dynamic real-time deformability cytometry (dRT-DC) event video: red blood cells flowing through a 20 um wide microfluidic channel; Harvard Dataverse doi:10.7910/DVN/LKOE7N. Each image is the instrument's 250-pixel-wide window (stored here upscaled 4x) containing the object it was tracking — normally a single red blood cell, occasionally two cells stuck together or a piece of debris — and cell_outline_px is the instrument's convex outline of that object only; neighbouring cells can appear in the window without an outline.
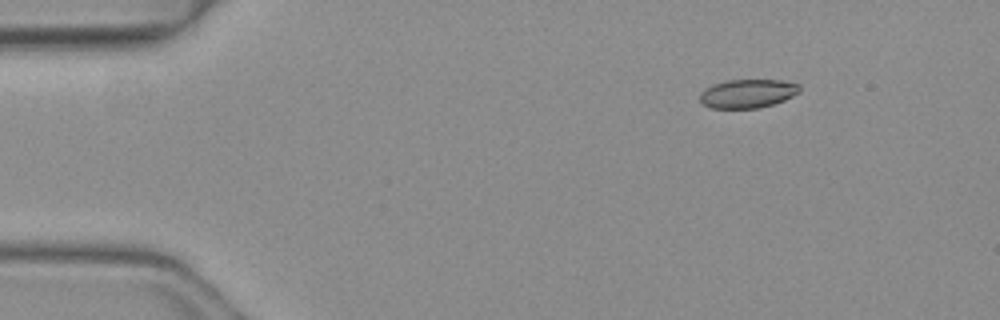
{"species": "common noctule bat (a hibernating species)", "species_latin": "Nyctalus noctula", "temperature_condition": "warm", "stored_images_in_passage": 44, "camera_frame_rate_fps": 3000, "um_per_image_px": 0.085, "animal": {"sex": "female", "body_mass_g": 19.3, "forearm_length_mm": 54.1}, "frame": {"image": 1, "passage_image": 1, "time_ms": 0.0, "image_size_px": [1000, 320], "cell_outline_px": [[800, 92], [784, 100], [760, 108], [712, 108], [704, 104], [700, 100], [700, 92], [704, 88], [712, 84], [728, 80], [780, 80], [800, 84]], "centroid_in_image_um": [63.54, 7.94], "position_along_channel_um": 21.5, "area_um2": 16.7}}
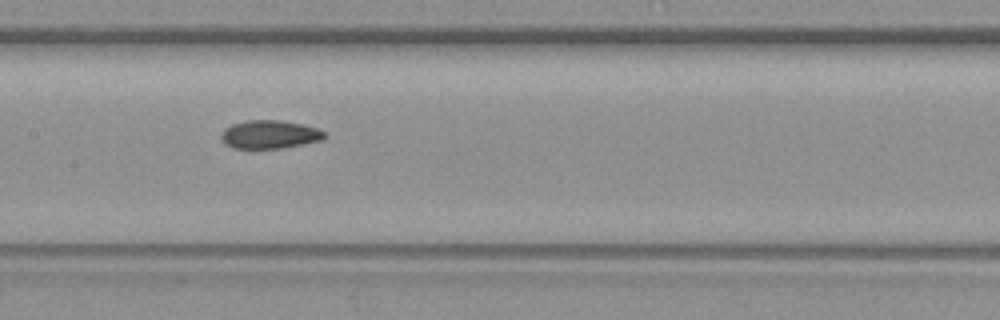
{"frame": {"image": 2, "passage_image": 19, "time_ms": 6.0, "image_size_px": [1000, 320], "cell_outline_px": [[324, 136], [320, 140], [280, 148], [232, 148], [220, 136], [224, 128], [232, 124], [248, 120], [280, 120], [304, 124], [316, 128], [324, 132]], "centroid_in_image_um": [22.89, 11.41], "position_along_channel_um": 184.5, "area_um2": 16.7}}
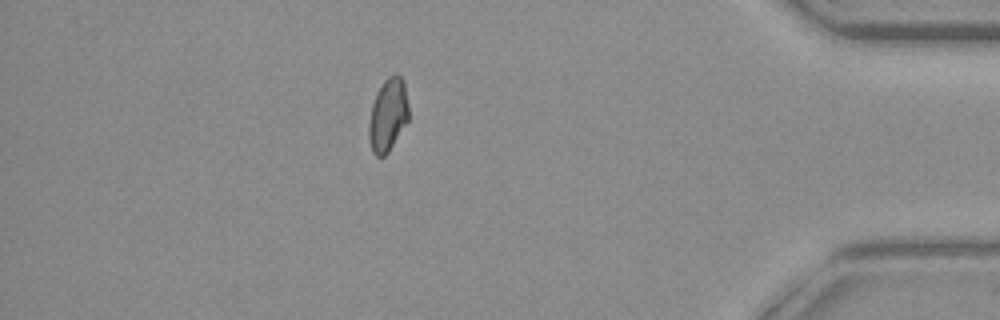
{"frame": {"image": 3, "passage_image": 38, "time_ms": 12.333, "image_size_px": [1000, 320], "cell_outline_px": [[408, 120], [388, 152], [384, 156], [376, 156], [372, 152], [368, 140], [368, 124], [372, 104], [376, 92], [384, 80], [388, 76], [396, 72], [404, 80], [408, 104]], "centroid_in_image_um": [32.96, 9.75], "position_along_channel_um": 402.2, "area_um2": 17.11}, "authors_computed_cell_mechanics": {"area_um2": 17.1088, "velocity_mm_per_s": 4.1474, "shape_relaxation_time_tau1_ms": null, "shape_relaxation_time_tau2_ms": 2.2433, "deformation_change_tau1": null, "deformation_change_tau2": 0.0661}}